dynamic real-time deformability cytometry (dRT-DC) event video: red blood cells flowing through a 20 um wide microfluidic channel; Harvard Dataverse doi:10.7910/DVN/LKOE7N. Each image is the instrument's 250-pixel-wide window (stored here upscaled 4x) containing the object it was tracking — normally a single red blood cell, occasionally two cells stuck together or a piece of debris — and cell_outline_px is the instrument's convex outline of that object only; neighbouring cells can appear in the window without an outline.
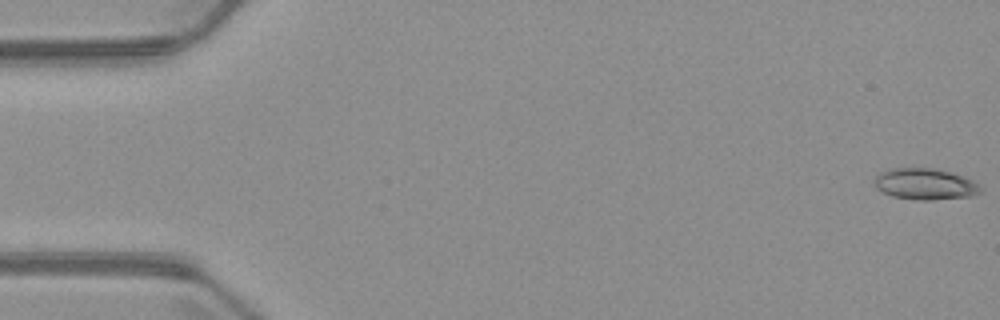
{"species": "common noctule bat (a hibernating species)", "species_latin": "Nyctalus noctula", "temperature_condition": "warm", "stored_images_in_passage": 5, "camera_frame_rate_fps": 3000, "um_per_image_px": 0.085, "animal": {"sex": "male", "body_mass_g": 23.1, "forearm_length_mm": 52.7}, "frame": {"image": 1, "passage_image": 1, "time_ms": 0.0, "image_size_px": [1000, 320], "cell_outline_px": [[984, 192], [968, 196], [932, 200], [916, 200], [892, 196], [876, 188], [872, 180], [880, 172], [888, 168], [936, 168], [972, 180], [980, 184], [984, 188]], "centroid_in_image_um": [78.62, 15.64], "position_along_channel_um": 6.4, "area_um2": 19.48}}
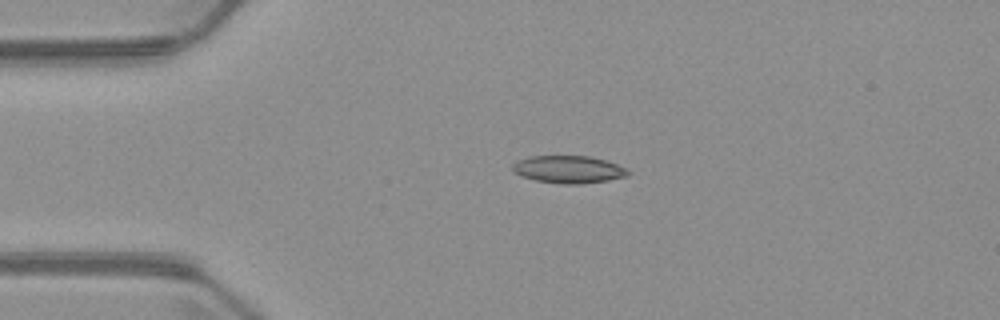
{"frame": {"image": 2, "passage_image": 4, "time_ms": 3.667, "image_size_px": [1000, 320], "cell_outline_px": [[632, 172], [628, 176], [608, 180], [580, 184], [564, 184], [536, 180], [520, 176], [512, 168], [512, 164], [516, 160], [528, 156], [588, 156], [604, 160], [628, 168]], "centroid_in_image_um": [48.34, 14.4], "position_along_channel_um": 36.7, "area_um2": 18.55}}